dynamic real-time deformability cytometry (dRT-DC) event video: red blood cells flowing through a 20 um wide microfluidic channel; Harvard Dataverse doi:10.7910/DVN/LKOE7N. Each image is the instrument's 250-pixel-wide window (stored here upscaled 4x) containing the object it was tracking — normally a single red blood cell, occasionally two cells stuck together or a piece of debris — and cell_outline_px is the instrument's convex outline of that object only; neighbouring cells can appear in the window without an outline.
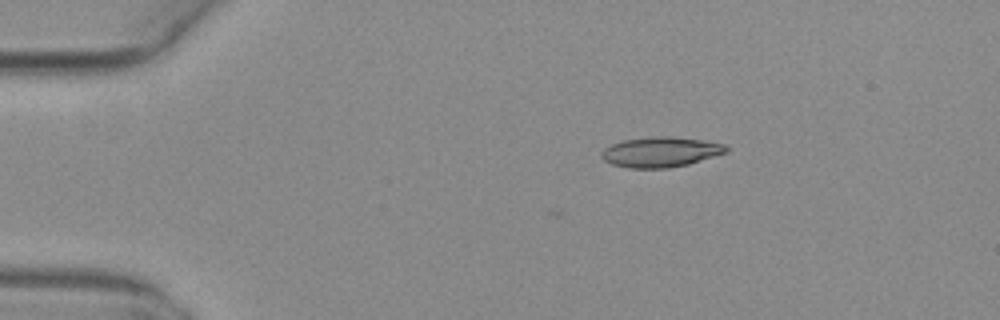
{"species": "common noctule bat (a hibernating species)", "species_latin": "Nyctalus noctula", "temperature_condition": "warm", "stored_images_in_passage": 42, "camera_frame_rate_fps": 3000, "um_per_image_px": 0.085, "animal": {"sex": "female", "body_mass_g": 29.2, "forearm_length_mm": 56.3}, "frame": {"image": 1, "passage_image": 1, "time_ms": 0.0, "image_size_px": [1000, 320], "cell_outline_px": [[728, 152], [688, 164], [668, 168], [628, 168], [612, 164], [604, 160], [600, 156], [600, 152], [604, 148], [612, 144], [624, 140], [656, 136], [668, 136], [704, 140], [724, 144], [728, 148]], "centroid_in_image_um": [56.14, 12.92], "position_along_channel_um": 28.9, "area_um2": 21.91}}
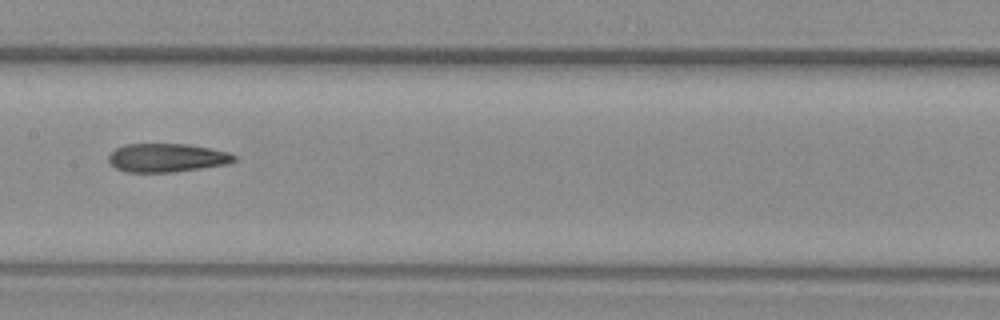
{"frame": {"image": 2, "passage_image": 18, "time_ms": 5.667, "image_size_px": [1000, 320], "cell_outline_px": [[236, 160], [224, 164], [200, 168], [172, 172], [128, 172], [116, 168], [108, 160], [108, 156], [116, 148], [124, 144], [188, 144], [228, 152], [236, 156]], "centroid_in_image_um": [14.15, 13.4], "position_along_channel_um": 193.2, "area_um2": 20.63}}
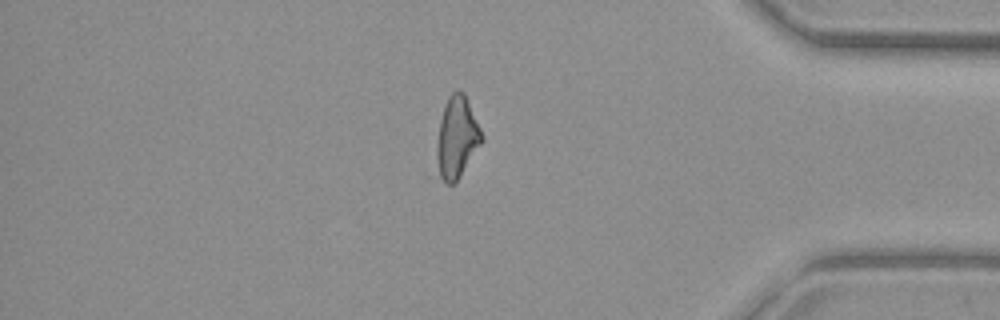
{"frame": {"image": 3, "passage_image": 35, "time_ms": 11.333, "image_size_px": [1000, 320], "cell_outline_px": [[484, 140], [460, 176], [452, 184], [444, 184], [436, 176], [436, 148], [440, 120], [444, 104], [448, 96], [452, 92], [464, 92], [484, 136]], "centroid_in_image_um": [38.81, 11.74], "position_along_channel_um": 396.4, "area_um2": 21.68}, "authors_computed_cell_mechanics": {"area_um2": 21.386, "velocity_mm_per_s": 4.1006, "shape_relaxation_time_tau1_ms": null, "shape_relaxation_time_tau2_ms": 3.1043, "deformation_change_tau1": null, "deformation_change_tau2": 0.1368}}